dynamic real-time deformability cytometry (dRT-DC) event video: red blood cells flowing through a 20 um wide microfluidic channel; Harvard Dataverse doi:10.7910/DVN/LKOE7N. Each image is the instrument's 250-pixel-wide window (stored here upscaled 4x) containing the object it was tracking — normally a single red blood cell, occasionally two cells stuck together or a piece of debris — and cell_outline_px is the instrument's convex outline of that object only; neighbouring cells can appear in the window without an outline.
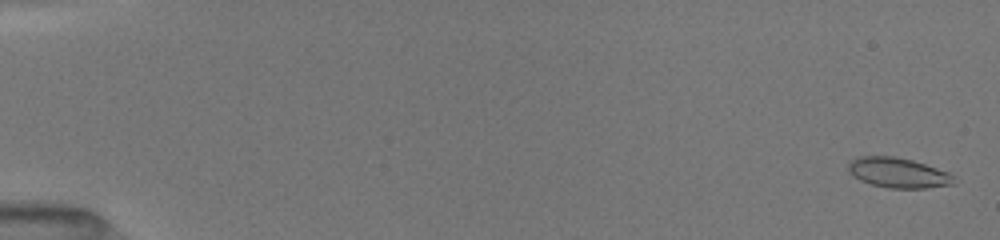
{"species": "common noctule bat (a hibernating species)", "species_latin": "Nyctalus noctula", "temperature_condition": "room temperature", "stored_images_in_passage": 52, "camera_frame_rate_fps": 3000, "um_per_image_px": 0.085, "animal": {"sex": "female", "body_mass_g": 19.5, "forearm_length_mm": 54.1}, "frame": {"image": 1, "passage_image": 2, "time_ms": 0.333, "image_size_px": [1000, 240], "cell_outline_px": [[960, 180], [956, 184], [928, 188], [888, 188], [872, 184], [860, 180], [852, 176], [848, 172], [848, 160], [856, 156], [896, 156], [912, 160], [948, 172], [956, 176]], "centroid_in_image_um": [76.36, 14.68], "position_along_channel_um": 8.6, "area_um2": 18.96}}
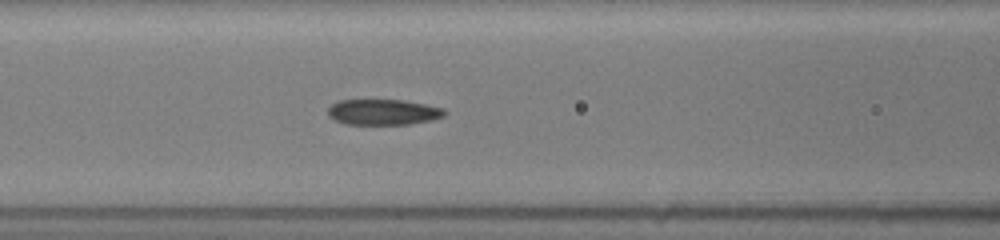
{"frame": {"image": 2, "passage_image": 24, "time_ms": 7.667, "image_size_px": [1000, 240], "cell_outline_px": [[448, 112], [444, 116], [432, 120], [408, 124], [344, 124], [328, 116], [328, 108], [336, 100], [404, 100], [444, 108]], "centroid_in_image_um": [32.58, 9.52], "position_along_channel_um": 134.0, "area_um2": 17.51}}
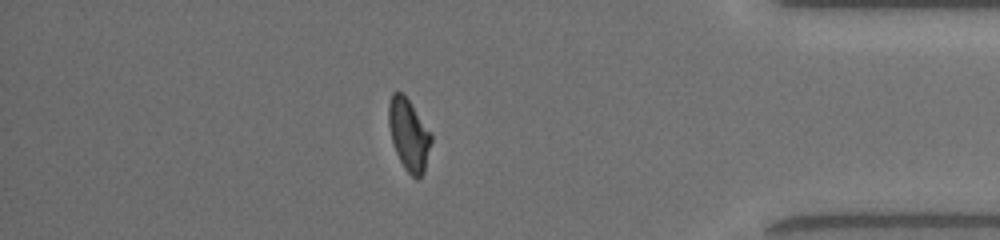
{"frame": {"image": 3, "passage_image": 46, "time_ms": 15.0, "image_size_px": [1000, 240], "cell_outline_px": [[432, 140], [424, 172], [416, 180], [404, 168], [396, 152], [392, 140], [388, 124], [388, 104], [392, 92], [400, 92], [408, 100], [432, 132]], "centroid_in_image_um": [34.75, 11.45], "position_along_channel_um": 400.4, "area_um2": 17.74}, "authors_computed_cell_mechanics": {"area_um2": 18.2937, "velocity_mm_per_s": 4.028, "shape_relaxation_time_tau1_ms": null, "shape_relaxation_time_tau2_ms": 2.669, "deformation_change_tau1": null, "deformation_change_tau2": 0.0845}}